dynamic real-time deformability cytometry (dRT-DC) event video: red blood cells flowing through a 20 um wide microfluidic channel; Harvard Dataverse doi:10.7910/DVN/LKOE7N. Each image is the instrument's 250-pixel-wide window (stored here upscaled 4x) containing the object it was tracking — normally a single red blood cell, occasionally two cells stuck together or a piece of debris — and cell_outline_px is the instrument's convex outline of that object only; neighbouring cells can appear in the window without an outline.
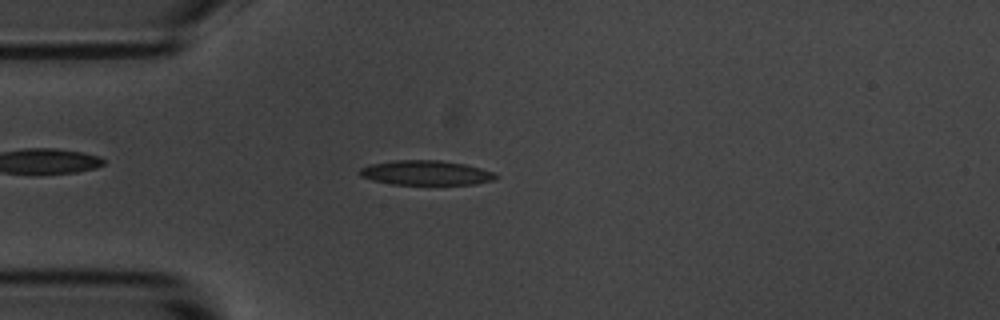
{"species": "common noctule bat (a hibernating species)", "species_latin": "Nyctalus noctula", "temperature_condition": "room temperature", "stored_images_in_passage": 51, "camera_frame_rate_fps": 3000, "um_per_image_px": 0.085, "animal": {"sex": "male", "body_mass_g": 20.1, "forearm_length_mm": 53.5}, "frame": {"image": 1, "passage_image": 10, "time_ms": 3.0, "image_size_px": [1000, 320], "cell_outline_px": [[496, 176], [492, 180], [476, 184], [392, 184], [372, 180], [360, 176], [360, 168], [368, 164], [392, 160], [440, 160], [464, 164], [480, 168], [492, 172]], "centroid_in_image_um": [36.13, 14.68], "position_along_channel_um": 48.9, "area_um2": 19.36}}
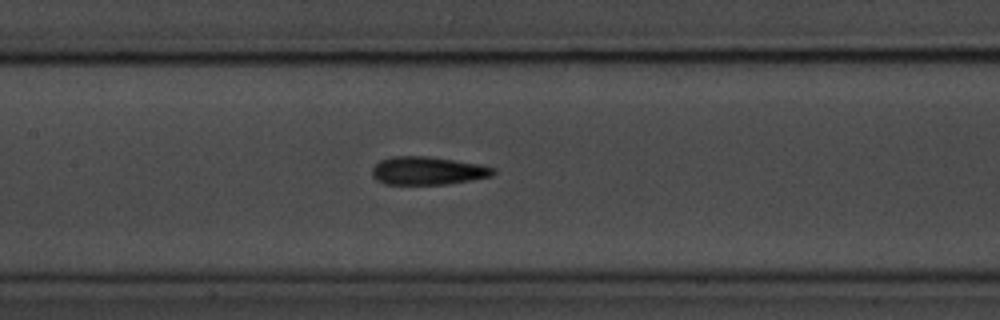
{"frame": {"image": 2, "passage_image": 21, "time_ms": 6.667, "image_size_px": [1000, 320], "cell_outline_px": [[496, 172], [492, 176], [448, 184], [384, 184], [376, 180], [372, 176], [372, 168], [380, 160], [392, 156], [428, 156], [480, 164], [496, 168]], "centroid_in_image_um": [36.35, 14.51], "position_along_channel_um": 171.0, "area_um2": 19.94}}
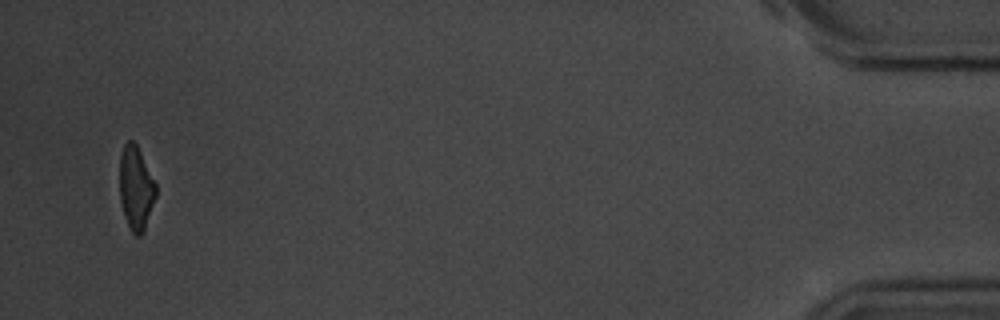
{"frame": {"image": 3, "passage_image": 49, "time_ms": 16.0, "image_size_px": [1000, 320], "cell_outline_px": [[156, 196], [144, 232], [140, 236], [136, 236], [132, 232], [124, 216], [120, 200], [120, 156], [124, 144], [128, 140], [132, 140], [136, 144], [156, 184]], "centroid_in_image_um": [11.55, 16.01], "position_along_channel_um": 423.6, "area_um2": 17.57}, "authors_computed_cell_mechanics": {"area_um2": 19.363, "velocity_mm_per_s": 3.6196, "shape_relaxation_time_tau1_ms": 3.2258, "shape_relaxation_time_tau2_ms": 2.5038, "deformation_change_tau1": 0.133, "deformation_change_tau2": 0.1269}}